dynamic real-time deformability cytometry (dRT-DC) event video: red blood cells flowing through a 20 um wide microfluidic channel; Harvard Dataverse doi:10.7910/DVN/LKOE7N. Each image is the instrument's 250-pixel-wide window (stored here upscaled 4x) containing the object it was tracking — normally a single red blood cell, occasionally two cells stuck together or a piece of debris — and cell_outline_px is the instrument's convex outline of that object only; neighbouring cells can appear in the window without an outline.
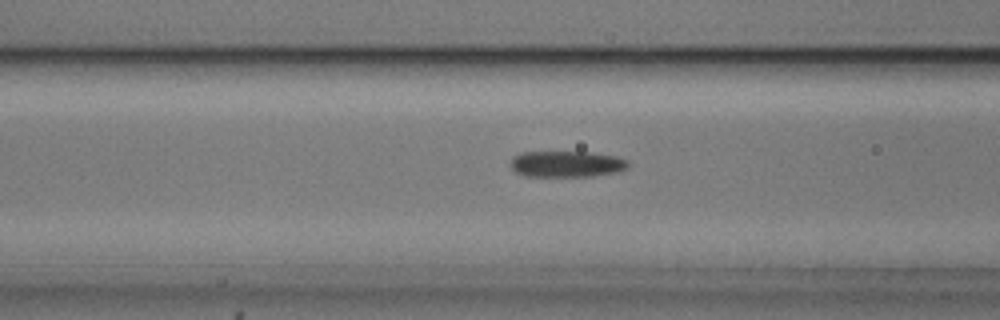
{"species": "common noctule bat (a hibernating species)", "species_latin": "Nyctalus noctula", "temperature_condition": "cold", "stored_images_in_passage": 54, "camera_frame_rate_fps": 3000, "um_per_image_px": 0.085, "animal": {"sex": "male", "body_mass_g": 20.5, "forearm_length_mm": 52.5}, "frame": {"image": 1, "passage_image": 21, "time_ms": 6.667, "image_size_px": [1000, 320], "cell_outline_px": [[628, 168], [616, 172], [592, 176], [524, 176], [516, 172], [512, 168], [512, 156], [520, 152], [592, 152], [616, 156], [628, 160]], "centroid_in_image_um": [48.17, 13.93], "position_along_channel_um": 118.4, "area_um2": 17.98}}
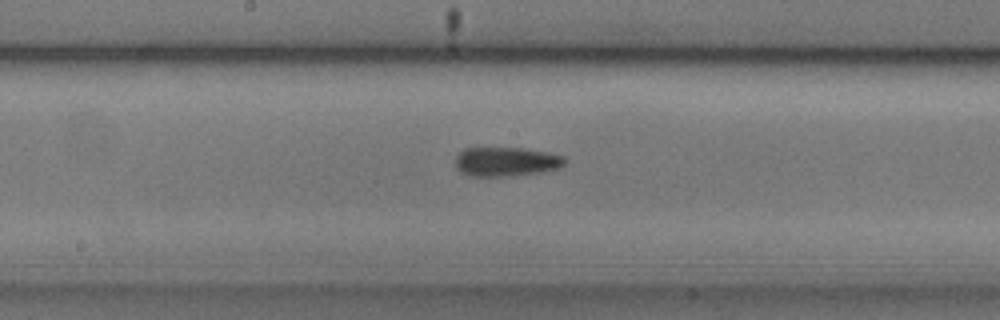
{"frame": {"image": 2, "passage_image": 28, "time_ms": 9.0, "image_size_px": [1000, 320], "cell_outline_px": [[568, 160], [560, 168], [540, 172], [508, 176], [472, 176], [460, 172], [456, 168], [456, 156], [464, 148], [524, 148], [548, 152], [564, 156]], "centroid_in_image_um": [43.04, 13.74], "position_along_channel_um": 205.2, "area_um2": 18.73}}
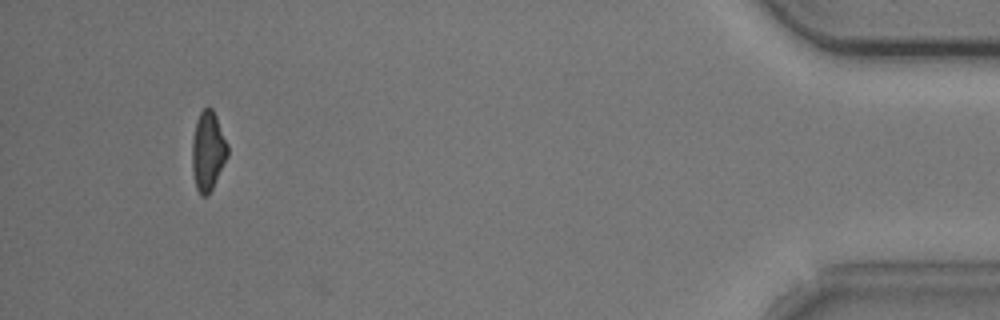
{"frame": {"image": 3, "passage_image": 51, "time_ms": 16.667, "image_size_px": [1000, 320], "cell_outline_px": [[228, 156], [208, 196], [200, 196], [196, 188], [192, 172], [192, 140], [196, 120], [200, 112], [208, 104], [212, 108], [216, 116], [228, 144]], "centroid_in_image_um": [17.66, 12.83], "position_along_channel_um": 417.5, "area_um2": 16.59}, "authors_computed_cell_mechanics": {"area_um2": 17.9469, "velocity_mm_per_s": 3.6914, "shape_relaxation_time_tau1_ms": 4.4981, "shape_relaxation_time_tau2_ms": 2.7154, "deformation_change_tau1": 0.1396, "deformation_change_tau2": 0.1109}}